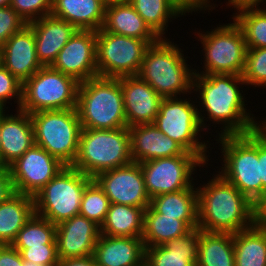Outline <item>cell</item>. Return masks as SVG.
Returning a JSON list of instances; mask_svg holds the SVG:
<instances>
[{
  "label": "cell",
  "instance_id": "cell-1",
  "mask_svg": "<svg viewBox=\"0 0 266 266\" xmlns=\"http://www.w3.org/2000/svg\"><path fill=\"white\" fill-rule=\"evenodd\" d=\"M240 85L246 87L243 77L239 75H193L192 92H196L195 94L198 92L197 98L200 101H196V103L198 102L199 108H201H198V115L204 131L210 130L209 127L211 126L206 125L208 120L222 125L219 128L222 129L220 130L221 133L218 131V135L215 137L244 135L256 129L257 118L249 112V109L247 110L246 105L248 104H245L247 100L242 94L243 90H240Z\"/></svg>",
  "mask_w": 266,
  "mask_h": 266
},
{
  "label": "cell",
  "instance_id": "cell-2",
  "mask_svg": "<svg viewBox=\"0 0 266 266\" xmlns=\"http://www.w3.org/2000/svg\"><path fill=\"white\" fill-rule=\"evenodd\" d=\"M198 187V228L235 234L256 223V205L219 173ZM205 185V186H204Z\"/></svg>",
  "mask_w": 266,
  "mask_h": 266
},
{
  "label": "cell",
  "instance_id": "cell-3",
  "mask_svg": "<svg viewBox=\"0 0 266 266\" xmlns=\"http://www.w3.org/2000/svg\"><path fill=\"white\" fill-rule=\"evenodd\" d=\"M167 39L160 38L147 48L137 76L162 98L191 94L194 68L186 63L183 50Z\"/></svg>",
  "mask_w": 266,
  "mask_h": 266
},
{
  "label": "cell",
  "instance_id": "cell-4",
  "mask_svg": "<svg viewBox=\"0 0 266 266\" xmlns=\"http://www.w3.org/2000/svg\"><path fill=\"white\" fill-rule=\"evenodd\" d=\"M222 147L219 174L234 185L252 203L257 205L263 199V185L258 160V130L244 135L216 137Z\"/></svg>",
  "mask_w": 266,
  "mask_h": 266
},
{
  "label": "cell",
  "instance_id": "cell-5",
  "mask_svg": "<svg viewBox=\"0 0 266 266\" xmlns=\"http://www.w3.org/2000/svg\"><path fill=\"white\" fill-rule=\"evenodd\" d=\"M77 112L81 128L118 129L127 127L119 78L95 77L81 82Z\"/></svg>",
  "mask_w": 266,
  "mask_h": 266
},
{
  "label": "cell",
  "instance_id": "cell-6",
  "mask_svg": "<svg viewBox=\"0 0 266 266\" xmlns=\"http://www.w3.org/2000/svg\"><path fill=\"white\" fill-rule=\"evenodd\" d=\"M132 162L129 128H82L79 151L72 167L94 178L101 172Z\"/></svg>",
  "mask_w": 266,
  "mask_h": 266
},
{
  "label": "cell",
  "instance_id": "cell-7",
  "mask_svg": "<svg viewBox=\"0 0 266 266\" xmlns=\"http://www.w3.org/2000/svg\"><path fill=\"white\" fill-rule=\"evenodd\" d=\"M30 116L35 145L45 149L64 165L72 166L78 155L82 129L77 109L42 110Z\"/></svg>",
  "mask_w": 266,
  "mask_h": 266
},
{
  "label": "cell",
  "instance_id": "cell-8",
  "mask_svg": "<svg viewBox=\"0 0 266 266\" xmlns=\"http://www.w3.org/2000/svg\"><path fill=\"white\" fill-rule=\"evenodd\" d=\"M197 39L200 40L204 54V65L200 73L194 67V74H233L242 76L247 46L241 28L235 23L223 24L211 31H199ZM205 66V67H204Z\"/></svg>",
  "mask_w": 266,
  "mask_h": 266
},
{
  "label": "cell",
  "instance_id": "cell-9",
  "mask_svg": "<svg viewBox=\"0 0 266 266\" xmlns=\"http://www.w3.org/2000/svg\"><path fill=\"white\" fill-rule=\"evenodd\" d=\"M93 178L72 166H65L35 196V214L59 224L80 213L86 186Z\"/></svg>",
  "mask_w": 266,
  "mask_h": 266
},
{
  "label": "cell",
  "instance_id": "cell-10",
  "mask_svg": "<svg viewBox=\"0 0 266 266\" xmlns=\"http://www.w3.org/2000/svg\"><path fill=\"white\" fill-rule=\"evenodd\" d=\"M181 98H163L153 123L166 136L179 143L187 152L197 155L207 165L210 157L207 149L211 150V144L200 139V132L204 130L199 121L198 105L193 104L195 101L190 98Z\"/></svg>",
  "mask_w": 266,
  "mask_h": 266
},
{
  "label": "cell",
  "instance_id": "cell-11",
  "mask_svg": "<svg viewBox=\"0 0 266 266\" xmlns=\"http://www.w3.org/2000/svg\"><path fill=\"white\" fill-rule=\"evenodd\" d=\"M79 84L51 66L42 67L23 83L20 110L32 114L76 108Z\"/></svg>",
  "mask_w": 266,
  "mask_h": 266
},
{
  "label": "cell",
  "instance_id": "cell-12",
  "mask_svg": "<svg viewBox=\"0 0 266 266\" xmlns=\"http://www.w3.org/2000/svg\"><path fill=\"white\" fill-rule=\"evenodd\" d=\"M157 41L121 36L99 29L96 31L98 76H137L147 48Z\"/></svg>",
  "mask_w": 266,
  "mask_h": 266
},
{
  "label": "cell",
  "instance_id": "cell-13",
  "mask_svg": "<svg viewBox=\"0 0 266 266\" xmlns=\"http://www.w3.org/2000/svg\"><path fill=\"white\" fill-rule=\"evenodd\" d=\"M150 199L157 195L194 188L197 167H208L197 155H177L139 163Z\"/></svg>",
  "mask_w": 266,
  "mask_h": 266
},
{
  "label": "cell",
  "instance_id": "cell-14",
  "mask_svg": "<svg viewBox=\"0 0 266 266\" xmlns=\"http://www.w3.org/2000/svg\"><path fill=\"white\" fill-rule=\"evenodd\" d=\"M66 165L34 145L9 166L15 192L34 197Z\"/></svg>",
  "mask_w": 266,
  "mask_h": 266
},
{
  "label": "cell",
  "instance_id": "cell-15",
  "mask_svg": "<svg viewBox=\"0 0 266 266\" xmlns=\"http://www.w3.org/2000/svg\"><path fill=\"white\" fill-rule=\"evenodd\" d=\"M93 180L109 198L110 203L147 208L150 197L145 188V179L139 163L107 170Z\"/></svg>",
  "mask_w": 266,
  "mask_h": 266
},
{
  "label": "cell",
  "instance_id": "cell-16",
  "mask_svg": "<svg viewBox=\"0 0 266 266\" xmlns=\"http://www.w3.org/2000/svg\"><path fill=\"white\" fill-rule=\"evenodd\" d=\"M79 83L98 77L96 31L77 30L51 65Z\"/></svg>",
  "mask_w": 266,
  "mask_h": 266
},
{
  "label": "cell",
  "instance_id": "cell-17",
  "mask_svg": "<svg viewBox=\"0 0 266 266\" xmlns=\"http://www.w3.org/2000/svg\"><path fill=\"white\" fill-rule=\"evenodd\" d=\"M0 110V166L9 167L35 145L34 128L29 113L16 109L6 114Z\"/></svg>",
  "mask_w": 266,
  "mask_h": 266
},
{
  "label": "cell",
  "instance_id": "cell-18",
  "mask_svg": "<svg viewBox=\"0 0 266 266\" xmlns=\"http://www.w3.org/2000/svg\"><path fill=\"white\" fill-rule=\"evenodd\" d=\"M100 236V227L78 214L56 225L59 259L91 256Z\"/></svg>",
  "mask_w": 266,
  "mask_h": 266
},
{
  "label": "cell",
  "instance_id": "cell-19",
  "mask_svg": "<svg viewBox=\"0 0 266 266\" xmlns=\"http://www.w3.org/2000/svg\"><path fill=\"white\" fill-rule=\"evenodd\" d=\"M127 127L155 121L162 97L138 76L119 77Z\"/></svg>",
  "mask_w": 266,
  "mask_h": 266
},
{
  "label": "cell",
  "instance_id": "cell-20",
  "mask_svg": "<svg viewBox=\"0 0 266 266\" xmlns=\"http://www.w3.org/2000/svg\"><path fill=\"white\" fill-rule=\"evenodd\" d=\"M129 134L131 159L136 163L177 155H195L187 152L179 143L166 136L154 123L131 126Z\"/></svg>",
  "mask_w": 266,
  "mask_h": 266
},
{
  "label": "cell",
  "instance_id": "cell-21",
  "mask_svg": "<svg viewBox=\"0 0 266 266\" xmlns=\"http://www.w3.org/2000/svg\"><path fill=\"white\" fill-rule=\"evenodd\" d=\"M3 66L24 83L43 66L35 48V35L29 24L15 32L1 47Z\"/></svg>",
  "mask_w": 266,
  "mask_h": 266
},
{
  "label": "cell",
  "instance_id": "cell-22",
  "mask_svg": "<svg viewBox=\"0 0 266 266\" xmlns=\"http://www.w3.org/2000/svg\"><path fill=\"white\" fill-rule=\"evenodd\" d=\"M35 35V48L43 67L51 66L61 49L78 30L66 20L52 15L28 23Z\"/></svg>",
  "mask_w": 266,
  "mask_h": 266
},
{
  "label": "cell",
  "instance_id": "cell-23",
  "mask_svg": "<svg viewBox=\"0 0 266 266\" xmlns=\"http://www.w3.org/2000/svg\"><path fill=\"white\" fill-rule=\"evenodd\" d=\"M93 256L97 266H144L145 246L140 237L100 234Z\"/></svg>",
  "mask_w": 266,
  "mask_h": 266
},
{
  "label": "cell",
  "instance_id": "cell-24",
  "mask_svg": "<svg viewBox=\"0 0 266 266\" xmlns=\"http://www.w3.org/2000/svg\"><path fill=\"white\" fill-rule=\"evenodd\" d=\"M200 229H191L166 244L145 248V266H196Z\"/></svg>",
  "mask_w": 266,
  "mask_h": 266
},
{
  "label": "cell",
  "instance_id": "cell-25",
  "mask_svg": "<svg viewBox=\"0 0 266 266\" xmlns=\"http://www.w3.org/2000/svg\"><path fill=\"white\" fill-rule=\"evenodd\" d=\"M102 29L142 40L160 39L127 0L107 1Z\"/></svg>",
  "mask_w": 266,
  "mask_h": 266
},
{
  "label": "cell",
  "instance_id": "cell-26",
  "mask_svg": "<svg viewBox=\"0 0 266 266\" xmlns=\"http://www.w3.org/2000/svg\"><path fill=\"white\" fill-rule=\"evenodd\" d=\"M106 5L107 0H52L51 15L78 30L98 31L104 23Z\"/></svg>",
  "mask_w": 266,
  "mask_h": 266
},
{
  "label": "cell",
  "instance_id": "cell-27",
  "mask_svg": "<svg viewBox=\"0 0 266 266\" xmlns=\"http://www.w3.org/2000/svg\"><path fill=\"white\" fill-rule=\"evenodd\" d=\"M198 227V220H178L156 212L150 205L144 213L142 240L145 248L166 244Z\"/></svg>",
  "mask_w": 266,
  "mask_h": 266
},
{
  "label": "cell",
  "instance_id": "cell-28",
  "mask_svg": "<svg viewBox=\"0 0 266 266\" xmlns=\"http://www.w3.org/2000/svg\"><path fill=\"white\" fill-rule=\"evenodd\" d=\"M35 213L34 197L15 193L0 204V245L12 244Z\"/></svg>",
  "mask_w": 266,
  "mask_h": 266
},
{
  "label": "cell",
  "instance_id": "cell-29",
  "mask_svg": "<svg viewBox=\"0 0 266 266\" xmlns=\"http://www.w3.org/2000/svg\"><path fill=\"white\" fill-rule=\"evenodd\" d=\"M145 208L110 203L100 234L106 236L140 237L144 231Z\"/></svg>",
  "mask_w": 266,
  "mask_h": 266
},
{
  "label": "cell",
  "instance_id": "cell-30",
  "mask_svg": "<svg viewBox=\"0 0 266 266\" xmlns=\"http://www.w3.org/2000/svg\"><path fill=\"white\" fill-rule=\"evenodd\" d=\"M196 266H235L233 234L200 230Z\"/></svg>",
  "mask_w": 266,
  "mask_h": 266
},
{
  "label": "cell",
  "instance_id": "cell-31",
  "mask_svg": "<svg viewBox=\"0 0 266 266\" xmlns=\"http://www.w3.org/2000/svg\"><path fill=\"white\" fill-rule=\"evenodd\" d=\"M235 266H266V228L255 223L233 234Z\"/></svg>",
  "mask_w": 266,
  "mask_h": 266
},
{
  "label": "cell",
  "instance_id": "cell-32",
  "mask_svg": "<svg viewBox=\"0 0 266 266\" xmlns=\"http://www.w3.org/2000/svg\"><path fill=\"white\" fill-rule=\"evenodd\" d=\"M142 17L150 29L159 37L166 38L169 22L181 16L184 11L174 0H127ZM172 19V20H171Z\"/></svg>",
  "mask_w": 266,
  "mask_h": 266
},
{
  "label": "cell",
  "instance_id": "cell-33",
  "mask_svg": "<svg viewBox=\"0 0 266 266\" xmlns=\"http://www.w3.org/2000/svg\"><path fill=\"white\" fill-rule=\"evenodd\" d=\"M150 206L165 216L178 220H198L197 188H187L177 192L154 196Z\"/></svg>",
  "mask_w": 266,
  "mask_h": 266
},
{
  "label": "cell",
  "instance_id": "cell-34",
  "mask_svg": "<svg viewBox=\"0 0 266 266\" xmlns=\"http://www.w3.org/2000/svg\"><path fill=\"white\" fill-rule=\"evenodd\" d=\"M258 6H232L237 9L232 19L241 28L247 48H266V7Z\"/></svg>",
  "mask_w": 266,
  "mask_h": 266
},
{
  "label": "cell",
  "instance_id": "cell-35",
  "mask_svg": "<svg viewBox=\"0 0 266 266\" xmlns=\"http://www.w3.org/2000/svg\"><path fill=\"white\" fill-rule=\"evenodd\" d=\"M45 244H57L56 225L34 213L11 245L14 248H29Z\"/></svg>",
  "mask_w": 266,
  "mask_h": 266
},
{
  "label": "cell",
  "instance_id": "cell-36",
  "mask_svg": "<svg viewBox=\"0 0 266 266\" xmlns=\"http://www.w3.org/2000/svg\"><path fill=\"white\" fill-rule=\"evenodd\" d=\"M109 206V198L99 185L92 180L84 189L79 214L100 227L105 220Z\"/></svg>",
  "mask_w": 266,
  "mask_h": 266
},
{
  "label": "cell",
  "instance_id": "cell-37",
  "mask_svg": "<svg viewBox=\"0 0 266 266\" xmlns=\"http://www.w3.org/2000/svg\"><path fill=\"white\" fill-rule=\"evenodd\" d=\"M242 77L247 86L266 88V48H247Z\"/></svg>",
  "mask_w": 266,
  "mask_h": 266
},
{
  "label": "cell",
  "instance_id": "cell-38",
  "mask_svg": "<svg viewBox=\"0 0 266 266\" xmlns=\"http://www.w3.org/2000/svg\"><path fill=\"white\" fill-rule=\"evenodd\" d=\"M9 6L28 24L51 15L52 0H11Z\"/></svg>",
  "mask_w": 266,
  "mask_h": 266
},
{
  "label": "cell",
  "instance_id": "cell-39",
  "mask_svg": "<svg viewBox=\"0 0 266 266\" xmlns=\"http://www.w3.org/2000/svg\"><path fill=\"white\" fill-rule=\"evenodd\" d=\"M23 83L13 76L4 66L0 67V110H7L9 100H15L17 109L22 103Z\"/></svg>",
  "mask_w": 266,
  "mask_h": 266
},
{
  "label": "cell",
  "instance_id": "cell-40",
  "mask_svg": "<svg viewBox=\"0 0 266 266\" xmlns=\"http://www.w3.org/2000/svg\"><path fill=\"white\" fill-rule=\"evenodd\" d=\"M17 249L23 260L41 263L47 266H57L59 262L57 244H45L42 246H30Z\"/></svg>",
  "mask_w": 266,
  "mask_h": 266
},
{
  "label": "cell",
  "instance_id": "cell-41",
  "mask_svg": "<svg viewBox=\"0 0 266 266\" xmlns=\"http://www.w3.org/2000/svg\"><path fill=\"white\" fill-rule=\"evenodd\" d=\"M27 23L10 6L0 7V48Z\"/></svg>",
  "mask_w": 266,
  "mask_h": 266
},
{
  "label": "cell",
  "instance_id": "cell-42",
  "mask_svg": "<svg viewBox=\"0 0 266 266\" xmlns=\"http://www.w3.org/2000/svg\"><path fill=\"white\" fill-rule=\"evenodd\" d=\"M0 266H24V260L11 244H4L0 245Z\"/></svg>",
  "mask_w": 266,
  "mask_h": 266
},
{
  "label": "cell",
  "instance_id": "cell-43",
  "mask_svg": "<svg viewBox=\"0 0 266 266\" xmlns=\"http://www.w3.org/2000/svg\"><path fill=\"white\" fill-rule=\"evenodd\" d=\"M15 193L9 167L0 166V204L7 201Z\"/></svg>",
  "mask_w": 266,
  "mask_h": 266
},
{
  "label": "cell",
  "instance_id": "cell-44",
  "mask_svg": "<svg viewBox=\"0 0 266 266\" xmlns=\"http://www.w3.org/2000/svg\"><path fill=\"white\" fill-rule=\"evenodd\" d=\"M213 2V0H211ZM210 0H174V2L184 11V13L189 12L192 14V12H197L204 10L203 13H205V10L207 11L208 9L213 11L216 7L213 3H211ZM214 6V7H213Z\"/></svg>",
  "mask_w": 266,
  "mask_h": 266
},
{
  "label": "cell",
  "instance_id": "cell-45",
  "mask_svg": "<svg viewBox=\"0 0 266 266\" xmlns=\"http://www.w3.org/2000/svg\"><path fill=\"white\" fill-rule=\"evenodd\" d=\"M258 160L263 185V198L266 196V137L258 131Z\"/></svg>",
  "mask_w": 266,
  "mask_h": 266
},
{
  "label": "cell",
  "instance_id": "cell-46",
  "mask_svg": "<svg viewBox=\"0 0 266 266\" xmlns=\"http://www.w3.org/2000/svg\"><path fill=\"white\" fill-rule=\"evenodd\" d=\"M57 266H97L94 256L59 259Z\"/></svg>",
  "mask_w": 266,
  "mask_h": 266
},
{
  "label": "cell",
  "instance_id": "cell-47",
  "mask_svg": "<svg viewBox=\"0 0 266 266\" xmlns=\"http://www.w3.org/2000/svg\"><path fill=\"white\" fill-rule=\"evenodd\" d=\"M256 223L266 228V196L256 205Z\"/></svg>",
  "mask_w": 266,
  "mask_h": 266
},
{
  "label": "cell",
  "instance_id": "cell-48",
  "mask_svg": "<svg viewBox=\"0 0 266 266\" xmlns=\"http://www.w3.org/2000/svg\"><path fill=\"white\" fill-rule=\"evenodd\" d=\"M226 3L231 8L234 5H265L266 0H228Z\"/></svg>",
  "mask_w": 266,
  "mask_h": 266
},
{
  "label": "cell",
  "instance_id": "cell-49",
  "mask_svg": "<svg viewBox=\"0 0 266 266\" xmlns=\"http://www.w3.org/2000/svg\"><path fill=\"white\" fill-rule=\"evenodd\" d=\"M24 266H47V265L37 263V262L34 263L32 261H29V260H24Z\"/></svg>",
  "mask_w": 266,
  "mask_h": 266
},
{
  "label": "cell",
  "instance_id": "cell-50",
  "mask_svg": "<svg viewBox=\"0 0 266 266\" xmlns=\"http://www.w3.org/2000/svg\"><path fill=\"white\" fill-rule=\"evenodd\" d=\"M11 0H0V7H6L10 5Z\"/></svg>",
  "mask_w": 266,
  "mask_h": 266
},
{
  "label": "cell",
  "instance_id": "cell-51",
  "mask_svg": "<svg viewBox=\"0 0 266 266\" xmlns=\"http://www.w3.org/2000/svg\"><path fill=\"white\" fill-rule=\"evenodd\" d=\"M1 66H3V64H2V50H1V48H0V67Z\"/></svg>",
  "mask_w": 266,
  "mask_h": 266
}]
</instances>
